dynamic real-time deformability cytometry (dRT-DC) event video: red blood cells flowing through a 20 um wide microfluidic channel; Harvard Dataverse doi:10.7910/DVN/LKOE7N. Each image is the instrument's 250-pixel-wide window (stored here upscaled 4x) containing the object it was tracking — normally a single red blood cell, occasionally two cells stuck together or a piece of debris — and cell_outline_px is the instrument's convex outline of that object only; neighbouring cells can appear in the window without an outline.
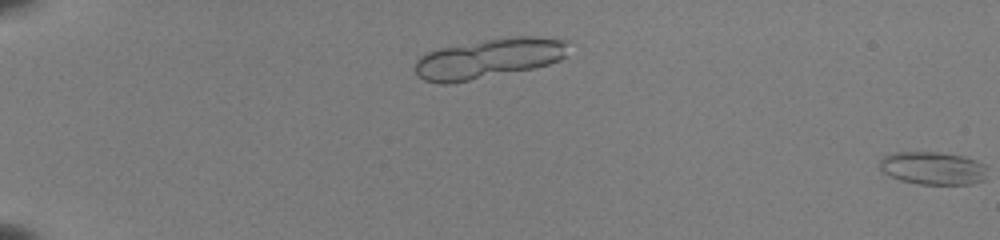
{"species": "common noctule bat (a hibernating species)", "species_latin": "Nyctalus noctula", "temperature_condition": "room temperature", "stored_images_in_passage": 7, "segment_of_instrument_passage": [2, 2], "camera_frame_rate_fps": 3000, "um_per_image_px": 0.085, "animal": {"sex": "female", "body_mass_g": 22.0, "forearm_length_mm": 56.7}, "frame": {"image": 1, "passage_image": 7, "time_ms": 2.0, "image_size_px": [1000, 240], "cell_outline_px": [[984, 180], [968, 184], [920, 184], [900, 180], [888, 176], [880, 168], [880, 160], [884, 156], [896, 152], [940, 152], [964, 156], [976, 160], [984, 164]], "centroid_in_image_um": [79.26, 14.29], "position_along_channel_um": 5.7, "area_um2": 20.52}}